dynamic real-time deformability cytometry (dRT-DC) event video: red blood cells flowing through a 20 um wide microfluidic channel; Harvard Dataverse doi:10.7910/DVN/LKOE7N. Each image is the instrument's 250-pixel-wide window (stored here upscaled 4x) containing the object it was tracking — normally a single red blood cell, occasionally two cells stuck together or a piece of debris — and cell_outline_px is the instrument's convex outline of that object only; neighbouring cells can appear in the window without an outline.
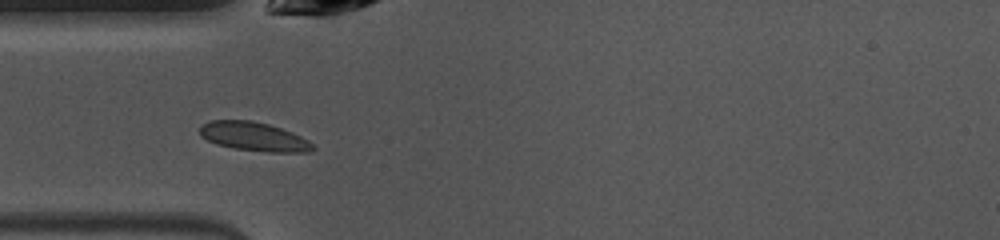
{"species": "common noctule bat (a hibernating species)", "species_latin": "Nyctalus noctula", "temperature_condition": "warm", "stored_images_in_passage": 31, "camera_frame_rate_fps": 3000, "um_per_image_px": 0.085, "animal": {"sex": "female", "body_mass_g": 10.0, "forearm_length_mm": 53.1}, "frame": {"image": 1, "passage_image": 1, "time_ms": 0.0, "image_size_px": [1000, 240], "cell_outline_px": [[316, 148], [308, 152], [268, 152], [236, 148], [216, 144], [200, 136], [200, 128], [208, 120], [252, 120], [268, 124], [292, 132], [308, 140]], "centroid_in_image_um": [21.58, 11.6], "position_along_channel_um": 63.4, "area_um2": 18.9}}
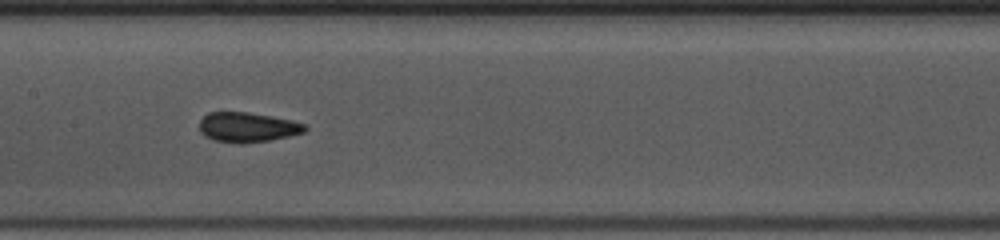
{"frame": {"image": 2, "passage_image": 10, "time_ms": 3.0, "image_size_px": [1000, 240], "cell_outline_px": [[308, 128], [304, 132], [288, 136], [268, 140], [244, 144], [240, 144], [212, 140], [204, 136], [200, 132], [200, 120], [208, 112], [248, 112], [272, 116], [292, 120], [304, 124]], "centroid_in_image_um": [21.01, 10.82], "position_along_channel_um": 186.4, "area_um2": 18.44}}
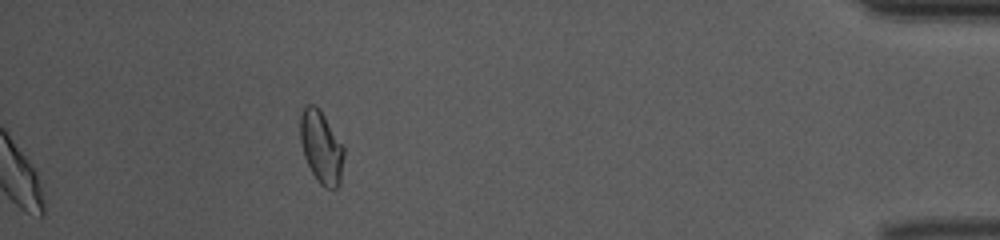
{"frame": {"image": 3, "passage_image": 31, "time_ms": 10.0, "image_size_px": [1000, 240], "cell_outline_px": [[344, 156], [340, 184], [336, 188], [324, 188], [316, 180], [304, 156], [300, 140], [300, 116], [304, 108], [308, 104], [312, 104], [320, 108], [344, 148]], "centroid_in_image_um": [27.31, 12.52], "position_along_channel_um": 407.9, "area_um2": 18.44}, "authors_computed_cell_mechanics": {"area_um2": 18.3804, "velocity_mm_per_s": 4.0454, "shape_relaxation_time_tau1_ms": 10.4897, "shape_relaxation_time_tau2_ms": 1.8174, "deformation_change_tau1": 0.1581, "deformation_change_tau2": 0.0283}}